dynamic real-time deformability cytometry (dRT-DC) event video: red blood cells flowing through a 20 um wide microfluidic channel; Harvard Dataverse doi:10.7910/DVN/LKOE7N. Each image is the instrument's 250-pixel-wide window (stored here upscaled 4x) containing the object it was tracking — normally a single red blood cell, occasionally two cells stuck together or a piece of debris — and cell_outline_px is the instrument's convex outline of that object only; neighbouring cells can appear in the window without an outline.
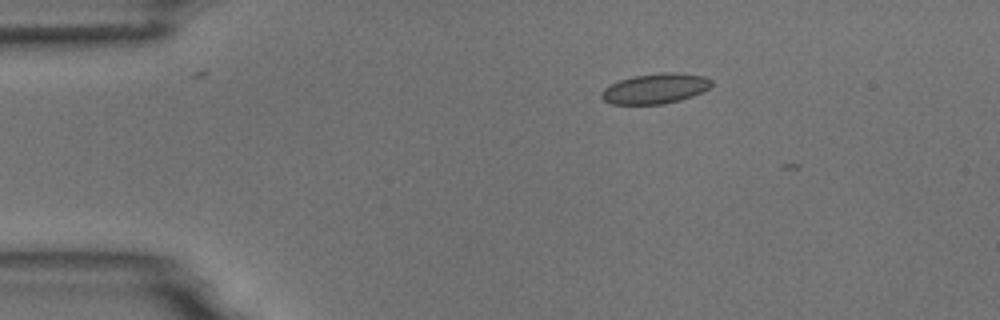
{"species": "common noctule bat (a hibernating species)", "species_latin": "Nyctalus noctula", "temperature_condition": "room temperature", "stored_images_in_passage": 2, "camera_frame_rate_fps": 3000, "um_per_image_px": 0.085, "animal": {"sex": "male", "body_mass_g": 18.8}, "frame": {"image": 1, "passage_image": 1, "time_ms": 0.0, "image_size_px": [1000, 320], "cell_outline_px": [[712, 84], [708, 88], [692, 96], [680, 100], [664, 104], [612, 104], [604, 100], [600, 96], [600, 92], [604, 88], [620, 80], [632, 76], [664, 72], [676, 72], [704, 76], [712, 80]], "centroid_in_image_um": [55.69, 7.52], "position_along_channel_um": 29.3, "area_um2": 19.31}}